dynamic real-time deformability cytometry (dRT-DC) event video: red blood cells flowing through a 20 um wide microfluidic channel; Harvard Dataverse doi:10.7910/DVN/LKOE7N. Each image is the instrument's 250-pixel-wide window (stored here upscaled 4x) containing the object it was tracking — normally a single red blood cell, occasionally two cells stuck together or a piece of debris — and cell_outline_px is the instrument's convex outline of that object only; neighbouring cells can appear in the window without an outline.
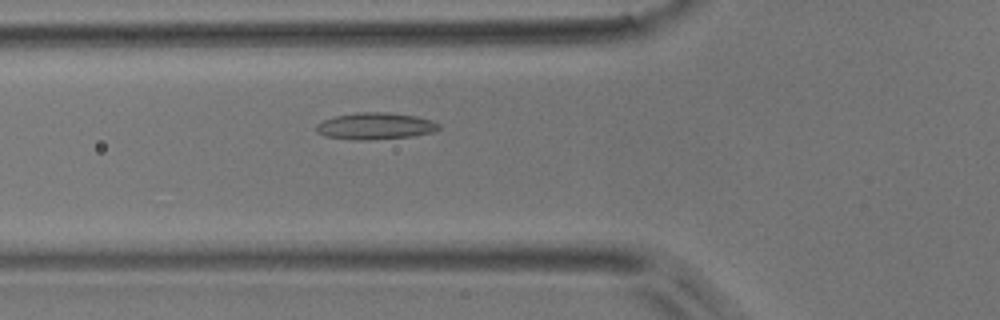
{"species": "common noctule bat (a hibernating species)", "species_latin": "Nyctalus noctula", "temperature_condition": "room temperature", "stored_images_in_passage": 43, "camera_frame_rate_fps": 3000, "um_per_image_px": 0.085, "animal": {"sex": "male", "body_mass_g": 17.9}, "frame": {"image": 1, "passage_image": 12, "time_ms": 3.667, "image_size_px": [1000, 320], "cell_outline_px": [[440, 128], [432, 132], [412, 136], [368, 140], [356, 140], [324, 136], [316, 132], [316, 124], [332, 116], [356, 112], [392, 112], [416, 116], [432, 120], [440, 124]], "centroid_in_image_um": [31.88, 10.7], "position_along_channel_um": 93.9, "area_um2": 19.31}}
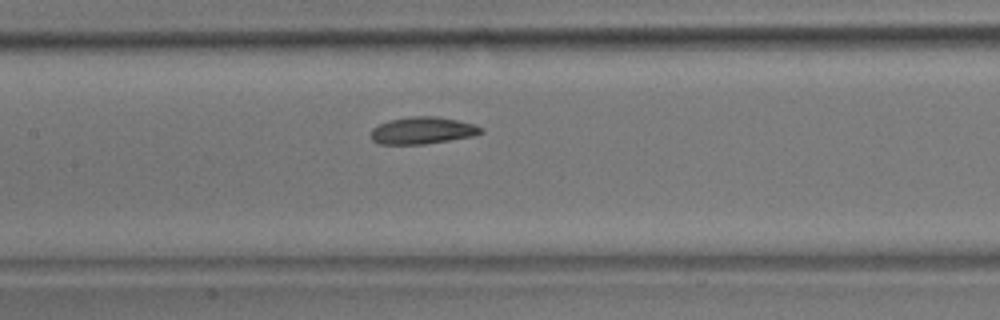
{"frame": {"image": 2, "passage_image": 18, "time_ms": 5.667, "image_size_px": [1000, 320], "cell_outline_px": [[484, 132], [472, 136], [424, 144], [380, 144], [372, 140], [372, 128], [388, 120], [412, 116], [436, 116], [476, 124], [484, 128]], "centroid_in_image_um": [35.94, 11.08], "position_along_channel_um": 171.5, "area_um2": 17.28}}
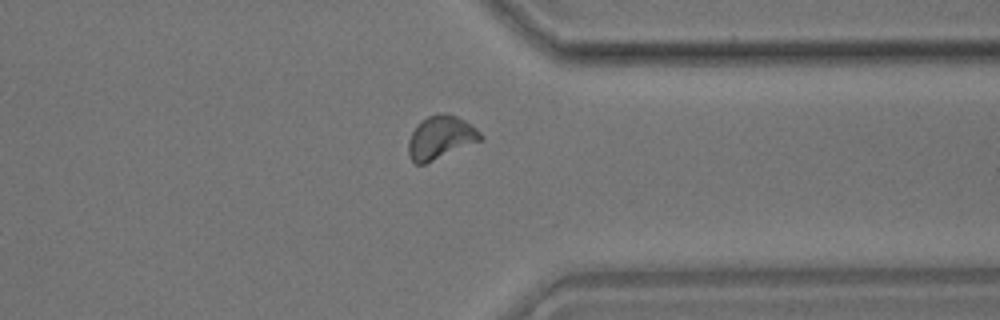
{"frame": {"image": 3, "passage_image": 34, "time_ms": 11.0, "image_size_px": [1000, 320], "cell_outline_px": [[484, 140], [424, 164], [416, 164], [412, 160], [408, 152], [408, 140], [416, 124], [420, 120], [428, 116], [456, 116], [472, 124], [484, 136]], "centroid_in_image_um": [37.47, 11.72], "position_along_channel_um": 373.9, "area_um2": 17.98}, "authors_computed_cell_mechanics": {"area_um2": 17.34, "velocity_mm_per_s": 3.8652, "shape_relaxation_time_tau1_ms": 7.0147, "shape_relaxation_time_tau2_ms": 3.4255, "deformation_change_tau1": 0.1466, "deformation_change_tau2": 0.0766}}